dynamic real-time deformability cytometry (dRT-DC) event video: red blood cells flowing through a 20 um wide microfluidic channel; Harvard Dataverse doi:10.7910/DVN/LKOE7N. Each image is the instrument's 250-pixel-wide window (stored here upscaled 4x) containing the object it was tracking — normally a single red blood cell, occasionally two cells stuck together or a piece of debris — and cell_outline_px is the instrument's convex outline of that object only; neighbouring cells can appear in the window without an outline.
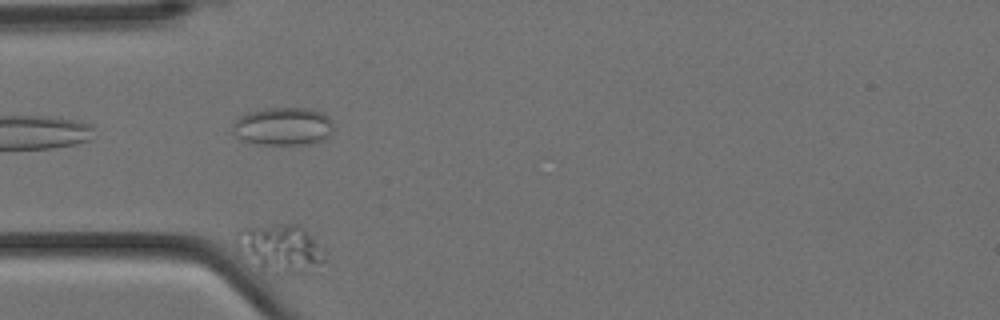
{"species": "Egyptian fruit bat (a non-hibernating species)", "species_latin": "Rousettus aegyptiacus", "temperature_condition": "cold", "stored_images_in_passage": 16, "camera_frame_rate_fps": 3000, "um_per_image_px": 0.085, "animal": {"sex": "female"}, "frame": {"image": 1, "passage_image": 5, "time_ms": 1.333, "image_size_px": [1000, 320], "cell_outline_px": [[324, 260], [320, 264], [304, 272], [292, 276], [280, 276], [260, 268], [240, 256], [236, 248], [236, 232], [240, 228], [280, 224], [296, 224], [324, 248]], "centroid_in_image_um": [23.76, 21.15], "position_along_channel_um": 61.2, "area_um2": 25.09}}
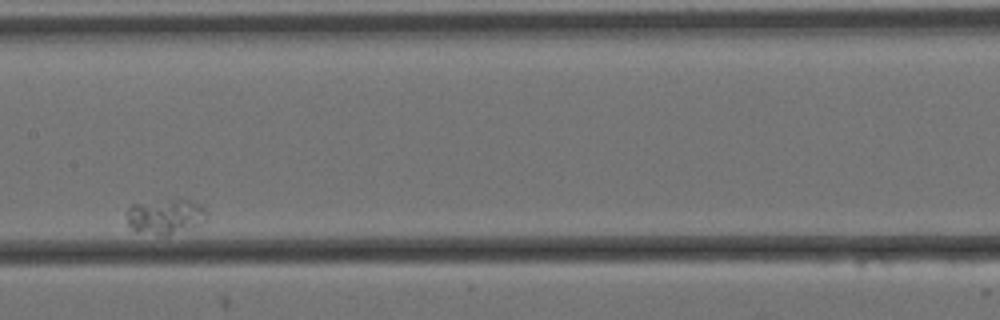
{"frame": {"image": 2, "passage_image": 10, "time_ms": 3.0, "image_size_px": [1000, 320], "cell_outline_px": [[208, 212], [204, 220], [200, 224], [168, 236], [156, 236], [136, 232], [128, 224], [128, 208], [132, 204], [172, 200], [188, 200], [200, 204]], "centroid_in_image_um": [14.05, 18.44], "position_along_channel_um": 193.3, "area_um2": 16.3}}
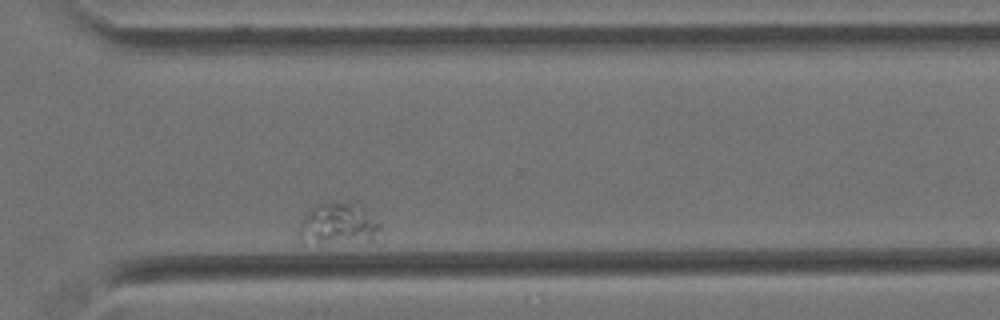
{"frame": {"image": 3, "passage_image": 15, "time_ms": 4.667, "image_size_px": [1000, 320], "cell_outline_px": [[384, 228], [372, 240], [300, 240], [300, 220], [316, 204], [360, 204]], "centroid_in_image_um": [28.81, 18.99], "position_along_channel_um": 341.8, "area_um2": 18.32}}